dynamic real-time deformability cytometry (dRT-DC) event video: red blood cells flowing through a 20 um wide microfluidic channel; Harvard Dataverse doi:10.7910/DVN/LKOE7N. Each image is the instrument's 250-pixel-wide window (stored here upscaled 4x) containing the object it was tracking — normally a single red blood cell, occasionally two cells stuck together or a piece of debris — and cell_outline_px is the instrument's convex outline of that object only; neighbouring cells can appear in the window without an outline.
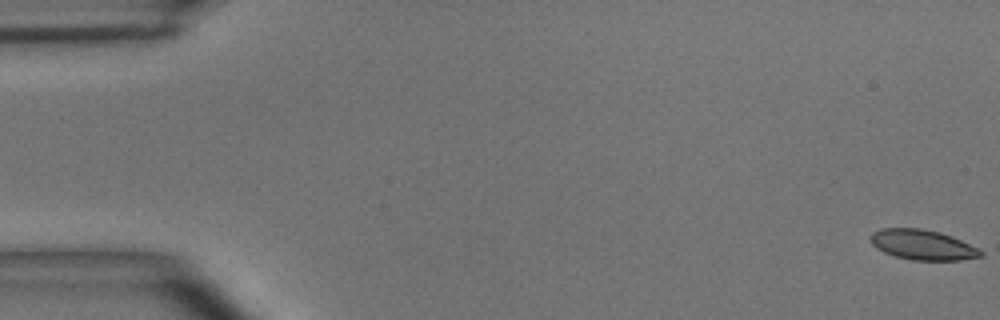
{"species": "common noctule bat (a hibernating species)", "species_latin": "Nyctalus noctula", "temperature_condition": "room temperature", "stored_images_in_passage": 51, "camera_frame_rate_fps": 3000, "um_per_image_px": 0.085, "animal": {"sex": "male", "body_mass_g": 15.6}, "frame": {"image": 1, "passage_image": 1, "time_ms": 0.0, "image_size_px": [1000, 320], "cell_outline_px": [[984, 256], [960, 260], [912, 260], [896, 256], [884, 252], [876, 248], [872, 244], [868, 236], [872, 232], [880, 228], [920, 228], [940, 232], [952, 236], [984, 252]], "centroid_in_image_um": [78.38, 20.8], "position_along_channel_um": 6.6, "area_um2": 19.36}}
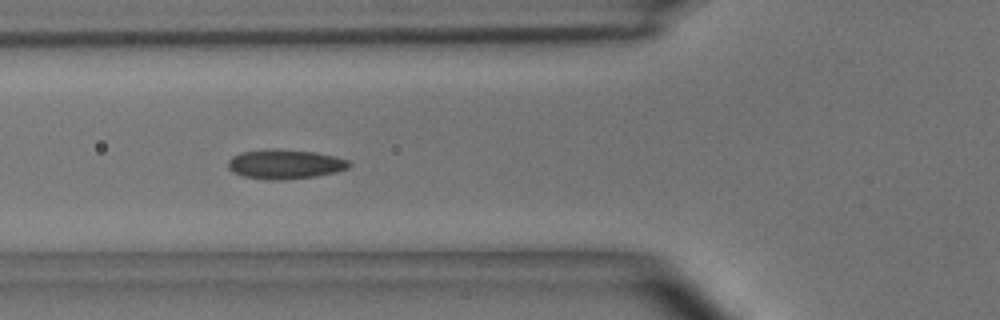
{"frame": {"image": 2, "passage_image": 19, "time_ms": 6.0, "image_size_px": [1000, 320], "cell_outline_px": [[352, 164], [348, 168], [336, 172], [316, 176], [280, 180], [268, 180], [244, 176], [232, 172], [228, 168], [228, 160], [232, 156], [240, 152], [280, 148], [316, 152], [352, 160]], "centroid_in_image_um": [24.25, 13.94], "position_along_channel_um": 101.5, "area_um2": 21.04}}
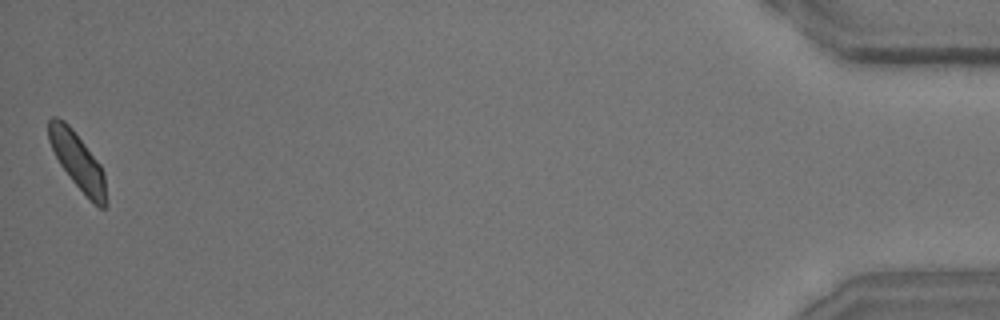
{"frame": {"image": 3, "passage_image": 51, "time_ms": 16.667, "image_size_px": [1000, 320], "cell_outline_px": [[108, 204], [104, 208], [100, 208], [72, 180], [60, 164], [48, 140], [48, 120], [52, 116], [56, 116], [64, 120], [72, 128], [100, 164], [104, 172]], "centroid_in_image_um": [6.6, 13.66], "position_along_channel_um": 428.6, "area_um2": 18.73}, "authors_computed_cell_mechanics": {"area_um2": 19.5942, "velocity_mm_per_s": 3.933, "shape_relaxation_time_tau1_ms": 6.7516, "shape_relaxation_time_tau2_ms": 1.7814, "deformation_change_tau1": 0.1171, "deformation_change_tau2": 0.0648}}